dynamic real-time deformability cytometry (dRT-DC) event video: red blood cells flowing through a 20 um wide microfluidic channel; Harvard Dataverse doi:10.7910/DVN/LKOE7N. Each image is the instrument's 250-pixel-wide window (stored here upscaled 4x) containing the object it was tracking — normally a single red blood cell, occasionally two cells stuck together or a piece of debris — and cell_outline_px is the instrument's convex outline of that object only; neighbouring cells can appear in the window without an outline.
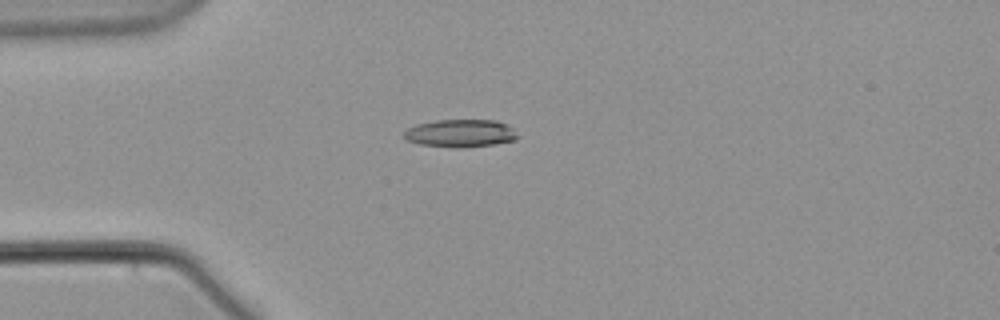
{"species": "common noctule bat (a hibernating species)", "species_latin": "Nyctalus noctula", "temperature_condition": "warm", "stored_images_in_passage": 43, "camera_frame_rate_fps": 3000, "um_per_image_px": 0.085, "animal": {"sex": "male", "body_mass_g": 21.5, "forearm_length_mm": 52.0}, "frame": {"image": 1, "passage_image": 1, "time_ms": 0.0, "image_size_px": [1000, 320], "cell_outline_px": [[520, 136], [516, 140], [496, 144], [464, 148], [456, 148], [420, 144], [408, 140], [404, 136], [404, 132], [408, 128], [416, 124], [436, 120], [496, 120], [512, 128]], "centroid_in_image_um": [39.17, 11.33], "position_along_channel_um": 45.8, "area_um2": 18.44}}
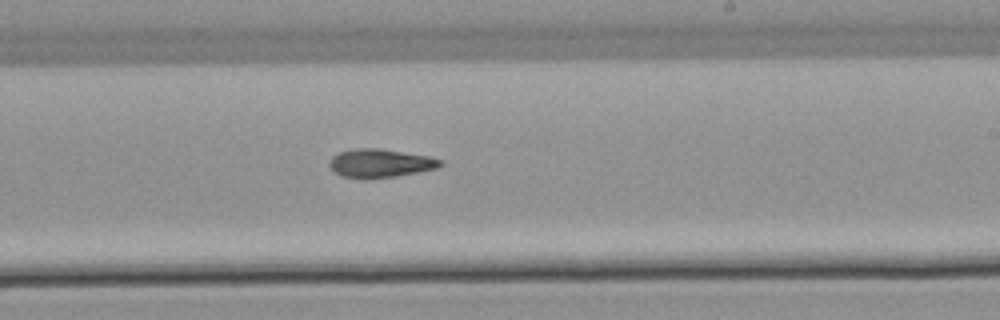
{"frame": {"image": 2, "passage_image": 20, "time_ms": 6.333, "image_size_px": [1000, 320], "cell_outline_px": [[444, 164], [436, 168], [396, 176], [340, 176], [328, 164], [332, 156], [340, 152], [356, 148], [380, 148], [432, 156], [444, 160]], "centroid_in_image_um": [32.39, 13.82], "position_along_channel_um": 256.6, "area_um2": 17.92}}
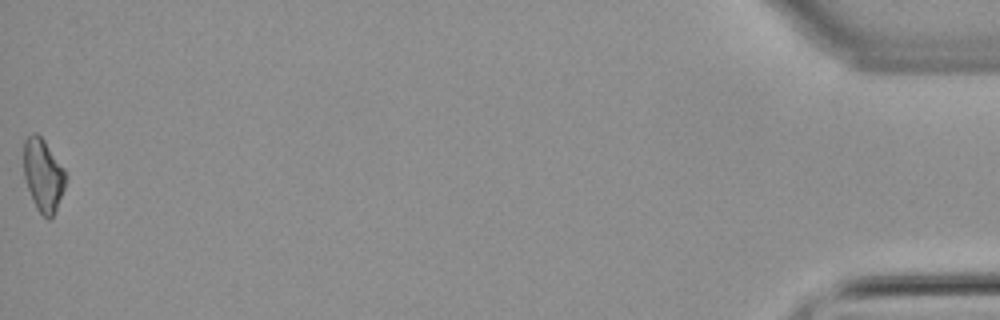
{"frame": {"image": 3, "passage_image": 43, "time_ms": 14.0, "image_size_px": [1000, 320], "cell_outline_px": [[68, 176], [64, 188], [56, 208], [52, 216], [48, 220], [36, 208], [32, 200], [24, 176], [24, 140], [32, 132], [36, 132], [44, 140], [64, 168]], "centroid_in_image_um": [3.67, 14.86], "position_along_channel_um": 431.5, "area_um2": 17.69}}